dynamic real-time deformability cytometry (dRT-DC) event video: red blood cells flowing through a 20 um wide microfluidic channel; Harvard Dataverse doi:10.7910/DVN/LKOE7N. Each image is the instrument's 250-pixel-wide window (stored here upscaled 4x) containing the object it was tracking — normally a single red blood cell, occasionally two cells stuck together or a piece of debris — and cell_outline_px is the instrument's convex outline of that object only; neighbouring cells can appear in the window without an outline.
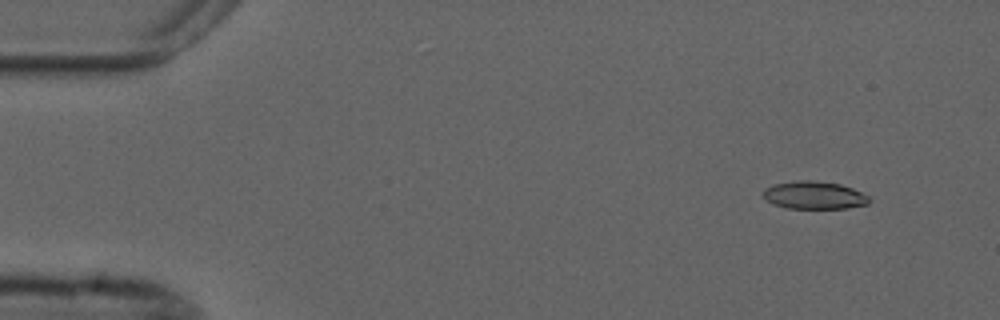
{"species": "common noctule bat (a hibernating species)", "species_latin": "Nyctalus noctula", "temperature_condition": "cold", "stored_images_in_passage": 3, "segment_of_instrument_passage": [2, 2], "camera_frame_rate_fps": 3000, "um_per_image_px": 0.085, "animal": {"sex": "male", "forearm_length_mm": 52.5}, "frame": {"image": 1, "passage_image": 3, "time_ms": 3.333, "image_size_px": [1000, 320], "cell_outline_px": [[868, 204], [848, 208], [788, 208], [772, 204], [760, 192], [764, 188], [772, 184], [800, 180], [812, 180], [840, 184], [852, 188], [868, 196]], "centroid_in_image_um": [69.16, 16.59], "position_along_channel_um": 15.8, "area_um2": 17.11}}